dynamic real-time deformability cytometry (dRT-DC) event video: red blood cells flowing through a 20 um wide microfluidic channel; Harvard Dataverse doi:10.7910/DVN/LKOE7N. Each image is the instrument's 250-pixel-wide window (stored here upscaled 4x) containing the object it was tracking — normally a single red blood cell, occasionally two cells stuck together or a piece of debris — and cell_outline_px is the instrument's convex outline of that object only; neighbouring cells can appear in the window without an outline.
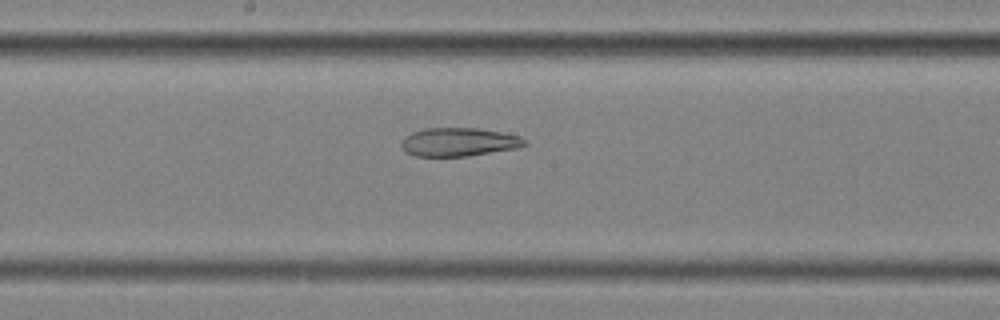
{"species": "common noctule bat (a hibernating species)", "species_latin": "Nyctalus noctula", "temperature_condition": "cold", "stored_images_in_passage": 48, "camera_frame_rate_fps": 3000, "um_per_image_px": 0.085, "animal": {"sex": "female", "body_mass_g": 25.1}, "frame": {"image": 1, "passage_image": 22, "time_ms": 7.0, "image_size_px": [1000, 320], "cell_outline_px": [[528, 144], [516, 148], [468, 156], [416, 156], [404, 152], [400, 144], [400, 140], [404, 136], [412, 132], [424, 128], [480, 128], [520, 136], [528, 140]], "centroid_in_image_um": [38.97, 12.07], "position_along_channel_um": 209.2, "area_um2": 20.69}}
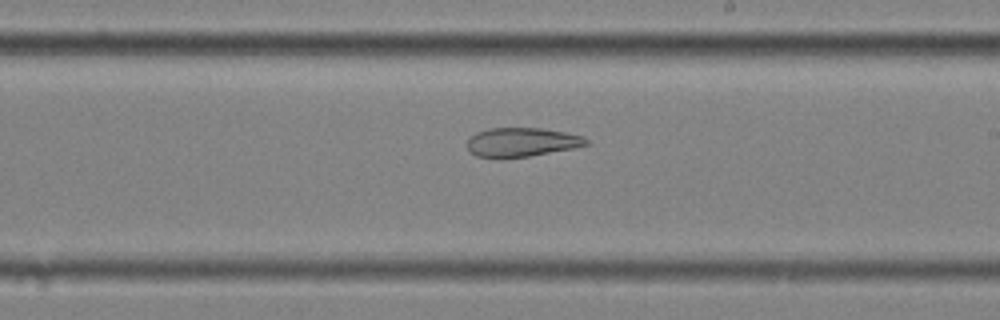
{"frame": {"image": 2, "passage_image": 25, "time_ms": 8.0, "image_size_px": [1000, 320], "cell_outline_px": [[588, 144], [572, 148], [528, 156], [500, 160], [476, 156], [468, 152], [468, 140], [476, 132], [488, 128], [540, 128], [564, 132], [584, 136], [588, 140]], "centroid_in_image_um": [44.28, 12.11], "position_along_channel_um": 244.7, "area_um2": 20.35}}
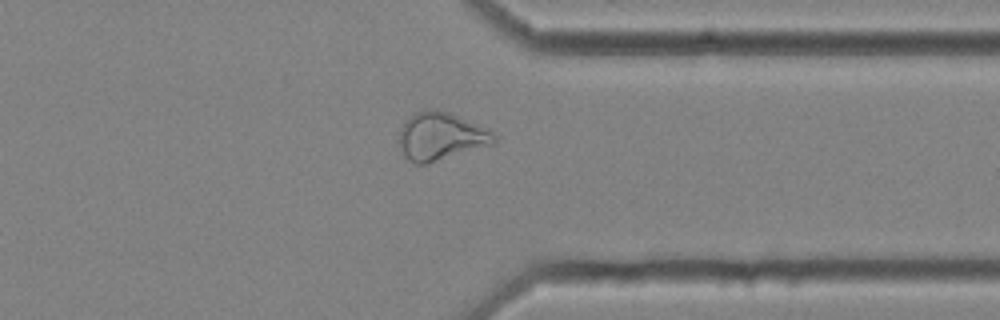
{"frame": {"image": 3, "passage_image": 36, "time_ms": 11.667, "image_size_px": [1000, 320], "cell_outline_px": [[496, 144], [428, 164], [416, 164], [408, 160], [404, 156], [400, 148], [400, 128], [408, 116], [416, 112], [428, 108], [436, 108], [448, 112], [488, 128], [496, 136]], "centroid_in_image_um": [37.48, 11.59], "position_along_channel_um": 373.9, "area_um2": 26.93}, "authors_computed_cell_mechanics": {"area_um2": 27.1371, "velocity_mm_per_s": 3.5585, "shape_relaxation_time_tau1_ms": null, "shape_relaxation_time_tau2_ms": 5.3386, "deformation_change_tau1": null, "deformation_change_tau2": 0.1416}}